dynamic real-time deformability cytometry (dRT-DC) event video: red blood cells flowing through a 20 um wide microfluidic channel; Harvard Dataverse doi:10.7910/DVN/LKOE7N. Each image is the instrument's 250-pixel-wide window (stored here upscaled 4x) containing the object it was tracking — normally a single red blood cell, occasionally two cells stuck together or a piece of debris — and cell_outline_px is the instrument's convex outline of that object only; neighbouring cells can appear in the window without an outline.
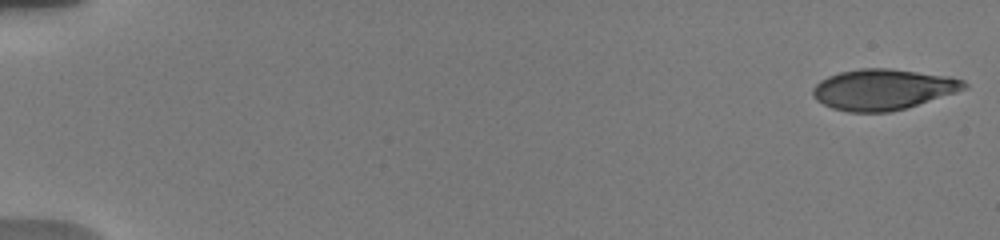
{"species": "human", "species_latin": "Homo sapiens", "temperature_condition": "warm", "stored_images_in_passage": 14, "camera_frame_rate_fps": 3000, "um_per_image_px": 0.085, "donor": {"sex": "male"}, "frame": {"image": 1, "passage_image": 1, "time_ms": 0.0, "image_size_px": [1000, 240], "cell_outline_px": [[968, 88], [956, 92], [904, 108], [888, 112], [848, 112], [832, 108], [816, 100], [812, 96], [812, 88], [820, 80], [828, 76], [840, 72], [860, 68], [888, 68], [952, 76], [964, 80], [968, 84]], "centroid_in_image_um": [75.04, 7.59], "position_along_channel_um": 10.0, "area_um2": 35.95}}
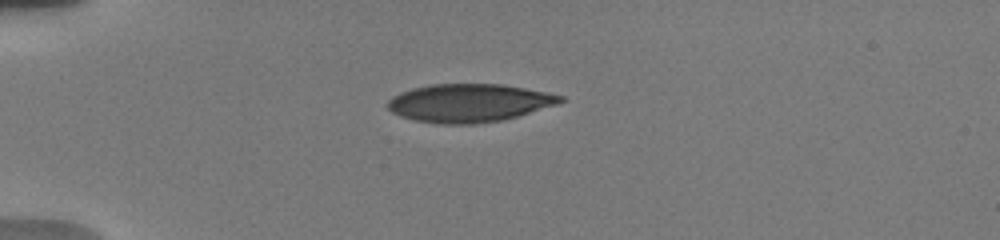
{"frame": {"image": 2, "passage_image": 12, "time_ms": 4.667, "image_size_px": [1000, 240], "cell_outline_px": [[564, 100], [556, 104], [504, 120], [472, 124], [440, 124], [416, 120], [400, 116], [392, 112], [388, 108], [388, 100], [392, 96], [400, 92], [412, 88], [432, 84], [500, 84], [548, 92], [564, 96]], "centroid_in_image_um": [39.85, 8.75], "position_along_channel_um": 45.1, "area_um2": 38.26}}